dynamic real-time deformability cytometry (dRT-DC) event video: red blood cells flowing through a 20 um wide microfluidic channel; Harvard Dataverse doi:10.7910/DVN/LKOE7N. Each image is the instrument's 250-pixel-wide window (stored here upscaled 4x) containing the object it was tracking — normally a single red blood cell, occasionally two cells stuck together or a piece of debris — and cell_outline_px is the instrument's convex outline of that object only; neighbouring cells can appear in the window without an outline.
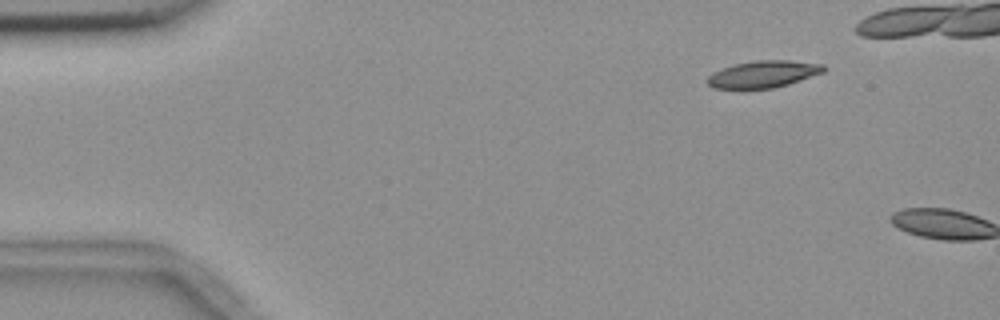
{"species": "common noctule bat (a hibernating species)", "species_latin": "Nyctalus noctula", "temperature_condition": "room temperature", "stored_images_in_passage": 2, "camera_frame_rate_fps": 3000, "um_per_image_px": 0.085, "animal": {"sex": "female", "body_mass_g": 18.4}, "frame": {"image": 1, "passage_image": 1, "time_ms": 0.0, "image_size_px": [1000, 320], "cell_outline_px": [[828, 68], [824, 72], [788, 84], [772, 88], [712, 88], [708, 84], [708, 76], [712, 72], [736, 64], [756, 60], [788, 60], [824, 64]], "centroid_in_image_um": [64.92, 6.29], "position_along_channel_um": 20.1, "area_um2": 18.09}}